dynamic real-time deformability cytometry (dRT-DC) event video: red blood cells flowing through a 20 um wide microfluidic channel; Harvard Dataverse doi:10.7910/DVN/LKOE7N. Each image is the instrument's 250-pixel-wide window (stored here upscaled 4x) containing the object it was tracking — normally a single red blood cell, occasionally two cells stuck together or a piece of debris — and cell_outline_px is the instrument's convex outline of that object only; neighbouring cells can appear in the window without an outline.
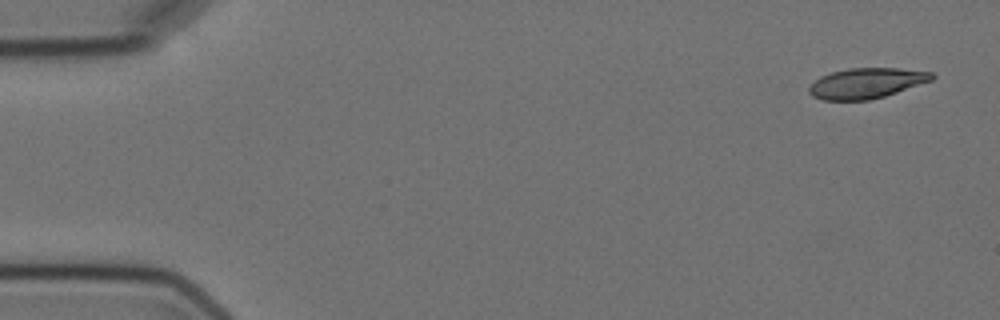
{"species": "Egyptian fruit bat (a non-hibernating species)", "species_latin": "Rousettus aegyptiacus", "temperature_condition": "cold", "stored_images_in_passage": 5, "camera_frame_rate_fps": 3000, "um_per_image_px": 0.085, "animal": {"sex": "female"}, "frame": {"image": 1, "passage_image": 1, "time_ms": 0.0, "image_size_px": [1000, 320], "cell_outline_px": [[936, 76], [932, 80], [884, 96], [868, 100], [824, 100], [812, 96], [808, 92], [808, 88], [820, 76], [832, 72], [848, 68], [900, 68], [932, 72]], "centroid_in_image_um": [73.64, 7.06], "position_along_channel_um": 11.4, "area_um2": 21.62}}
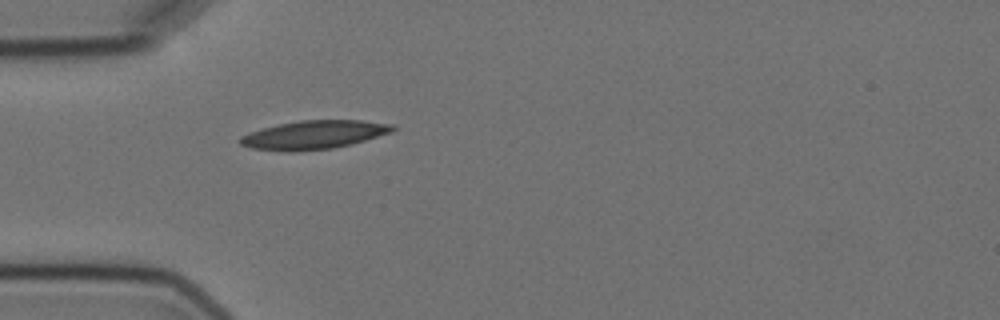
{"frame": {"image": 2, "passage_image": 5, "time_ms": 4.667, "image_size_px": [1000, 320], "cell_outline_px": [[396, 128], [392, 132], [364, 140], [332, 148], [296, 152], [288, 152], [252, 148], [240, 144], [236, 140], [240, 136], [264, 128], [280, 124], [300, 120], [360, 120], [396, 124]], "centroid_in_image_um": [26.68, 11.46], "position_along_channel_um": 58.3, "area_um2": 25.32}}